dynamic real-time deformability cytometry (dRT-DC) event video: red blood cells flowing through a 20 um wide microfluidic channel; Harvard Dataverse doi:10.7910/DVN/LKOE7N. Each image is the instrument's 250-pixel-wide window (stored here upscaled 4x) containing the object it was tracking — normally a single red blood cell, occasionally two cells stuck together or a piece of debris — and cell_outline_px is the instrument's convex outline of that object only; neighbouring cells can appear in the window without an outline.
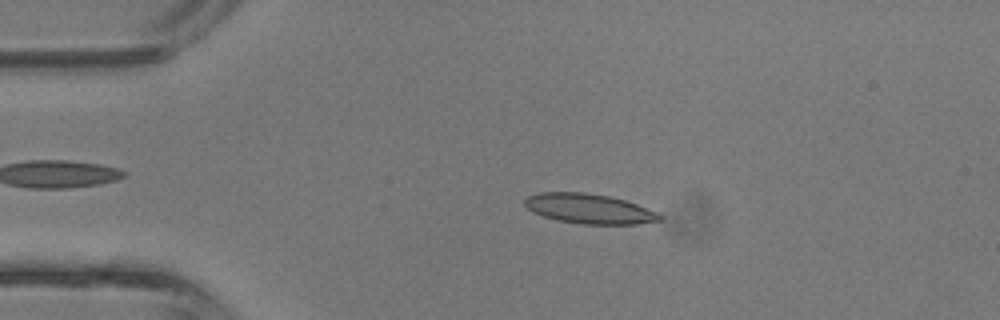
{"species": "common noctule bat (a hibernating species)", "species_latin": "Nyctalus noctula", "temperature_condition": "room temperature", "stored_images_in_passage": 6, "camera_frame_rate_fps": 3000, "um_per_image_px": 0.085, "animal": {"sex": "male", "body_mass_g": 13.3}, "frame": {"image": 1, "passage_image": 4, "time_ms": 1.0, "image_size_px": [1000, 320], "cell_outline_px": [[664, 220], [640, 224], [584, 224], [560, 220], [544, 216], [532, 212], [524, 204], [524, 200], [528, 196], [540, 192], [584, 192], [608, 196], [624, 200], [636, 204], [656, 212], [664, 216]], "centroid_in_image_um": [50.11, 17.74], "position_along_channel_um": 34.9, "area_um2": 23.35}}
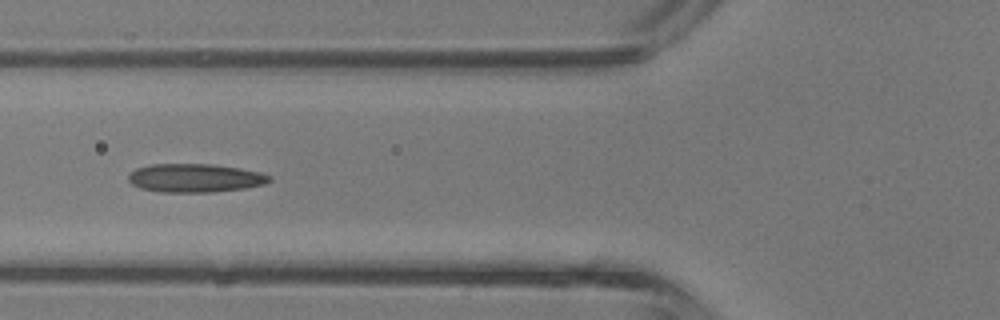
{"frame": {"image": 2, "passage_image": 6, "time_ms": 1.667, "image_size_px": [1000, 320], "cell_outline_px": [[272, 180], [264, 184], [244, 188], [212, 192], [160, 192], [140, 188], [132, 184], [128, 180], [128, 172], [136, 168], [152, 164], [208, 164], [240, 168], [260, 172], [272, 176]], "centroid_in_image_um": [16.56, 15.13], "position_along_channel_um": 109.2, "area_um2": 23.52}}